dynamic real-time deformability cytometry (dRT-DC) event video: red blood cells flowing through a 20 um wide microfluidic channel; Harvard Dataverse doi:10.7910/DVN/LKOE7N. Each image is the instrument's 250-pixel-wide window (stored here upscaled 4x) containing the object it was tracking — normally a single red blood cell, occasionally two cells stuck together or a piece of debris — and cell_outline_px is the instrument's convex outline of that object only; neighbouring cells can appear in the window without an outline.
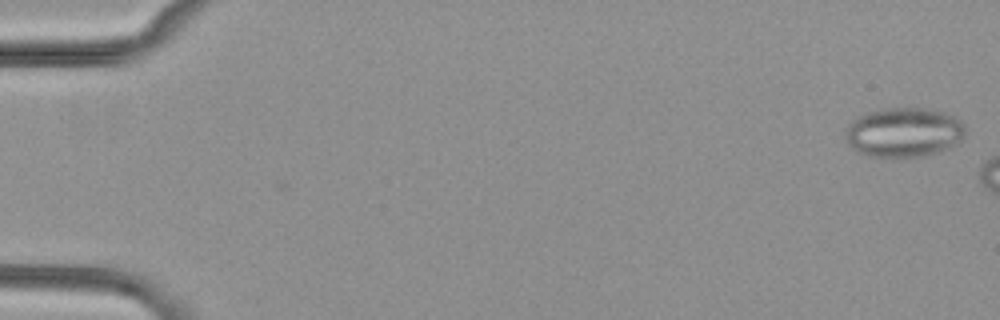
{"species": "common noctule bat (a hibernating species)", "species_latin": "Nyctalus noctula", "temperature_condition": "cold", "stored_images_in_passage": 9, "camera_frame_rate_fps": 3000, "um_per_image_px": 0.085, "animal": {"sex": "female", "body_mass_g": 29.2, "forearm_length_mm": 56.3}, "frame": {"image": 1, "passage_image": 1, "time_ms": 0.0, "image_size_px": [1000, 320], "cell_outline_px": [[964, 136], [960, 140], [936, 152], [924, 156], [896, 160], [892, 160], [868, 156], [852, 148], [848, 144], [844, 132], [844, 128], [856, 116], [868, 112], [888, 108], [924, 108], [956, 116], [964, 124]], "centroid_in_image_um": [76.75, 11.28], "position_along_channel_um": 8.2, "area_um2": 35.14}}